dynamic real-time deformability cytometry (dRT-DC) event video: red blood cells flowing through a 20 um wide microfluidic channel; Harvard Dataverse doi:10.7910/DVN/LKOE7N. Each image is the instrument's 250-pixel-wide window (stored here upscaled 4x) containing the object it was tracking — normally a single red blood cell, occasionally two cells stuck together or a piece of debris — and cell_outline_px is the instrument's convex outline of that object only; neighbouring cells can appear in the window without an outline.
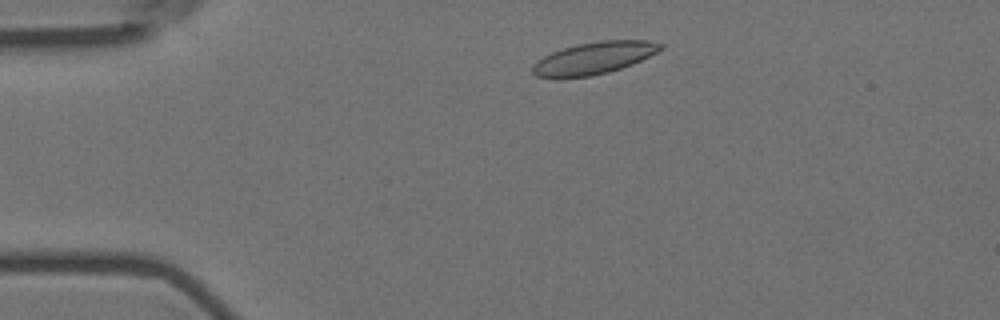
{"species": "Egyptian fruit bat (a non-hibernating species)", "species_latin": "Rousettus aegyptiacus", "temperature_condition": "room temperature", "stored_images_in_passage": 22, "camera_frame_rate_fps": 3000, "um_per_image_px": 0.085, "animal": {"sex": "female"}, "frame": {"image": 1, "passage_image": 5, "time_ms": 1.333, "image_size_px": [1000, 320], "cell_outline_px": [[664, 48], [632, 64], [608, 72], [592, 76], [556, 80], [536, 76], [532, 72], [532, 64], [536, 60], [552, 52], [576, 44], [600, 40], [648, 40], [664, 44]], "centroid_in_image_um": [50.42, 4.96], "position_along_channel_um": 34.6, "area_um2": 24.39}}
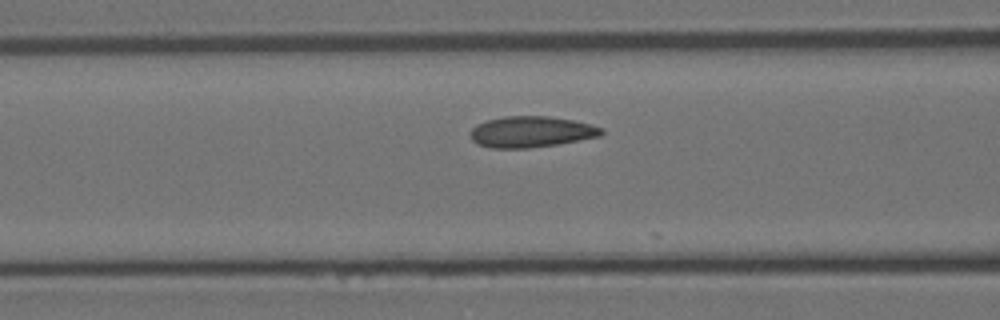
{"frame": {"image": 2, "passage_image": 16, "time_ms": 5.0, "image_size_px": [1000, 320], "cell_outline_px": [[604, 132], [600, 136], [556, 144], [528, 148], [492, 148], [476, 144], [472, 140], [472, 128], [476, 124], [488, 120], [504, 116], [548, 116], [572, 120], [604, 128]], "centroid_in_image_um": [45.14, 11.2], "position_along_channel_um": 121.5, "area_um2": 23.52}}
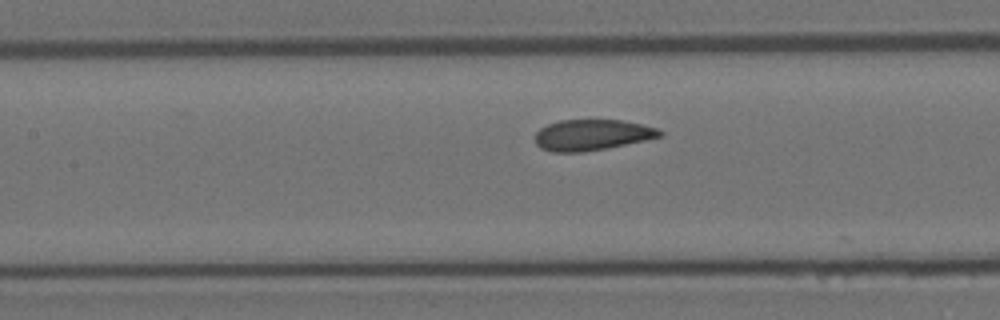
{"frame": {"image": 3, "passage_image": 19, "time_ms": 6.0, "image_size_px": [1000, 320], "cell_outline_px": [[664, 132], [660, 136], [648, 140], [608, 148], [584, 152], [552, 152], [540, 148], [536, 144], [536, 132], [540, 128], [548, 124], [560, 120], [620, 120], [640, 124], [656, 128]], "centroid_in_image_um": [50.31, 11.48], "position_along_channel_um": 157.1, "area_um2": 22.48}}